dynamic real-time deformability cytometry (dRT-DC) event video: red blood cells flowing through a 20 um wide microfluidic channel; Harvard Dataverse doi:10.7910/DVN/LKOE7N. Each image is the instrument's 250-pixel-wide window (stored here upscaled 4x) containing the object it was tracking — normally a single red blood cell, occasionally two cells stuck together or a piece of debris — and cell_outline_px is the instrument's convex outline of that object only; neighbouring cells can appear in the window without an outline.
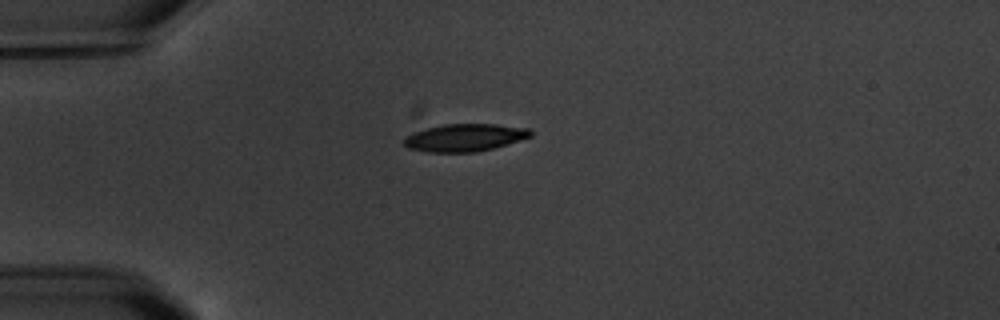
{"species": "common noctule bat (a hibernating species)", "species_latin": "Nyctalus noctula", "temperature_condition": "warm", "stored_images_in_passage": 2, "camera_frame_rate_fps": 3000, "um_per_image_px": 0.085, "animal": {"sex": "male", "body_mass_g": 20.1, "forearm_length_mm": 53.5}, "frame": {"image": 1, "passage_image": 1, "time_ms": 0.0, "image_size_px": [1000, 320], "cell_outline_px": [[532, 136], [492, 148], [476, 152], [428, 152], [408, 148], [404, 144], [404, 136], [412, 132], [444, 124], [496, 124], [528, 128], [532, 132]], "centroid_in_image_um": [39.47, 11.69], "position_along_channel_um": 45.5, "area_um2": 20.17}}